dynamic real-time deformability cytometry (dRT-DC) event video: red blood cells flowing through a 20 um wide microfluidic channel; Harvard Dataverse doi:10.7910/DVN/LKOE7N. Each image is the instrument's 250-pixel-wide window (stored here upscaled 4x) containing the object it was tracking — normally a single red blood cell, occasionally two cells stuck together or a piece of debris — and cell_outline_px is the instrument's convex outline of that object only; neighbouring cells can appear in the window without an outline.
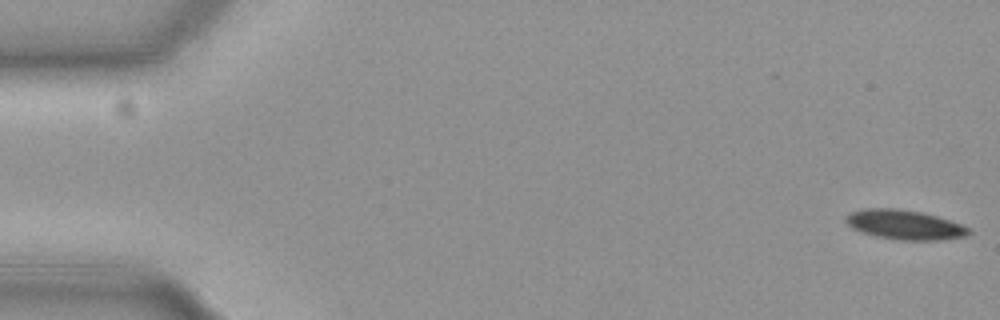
{"species": "common noctule bat (a hibernating species)", "species_latin": "Nyctalus noctula", "temperature_condition": "cold", "stored_images_in_passage": 56, "camera_frame_rate_fps": 3000, "um_per_image_px": 0.085, "animal": {"sex": "female", "body_mass_g": 19.3, "forearm_length_mm": 54.1}, "frame": {"image": 1, "passage_image": 1, "time_ms": 0.0, "image_size_px": [1000, 320], "cell_outline_px": [[972, 232], [964, 236], [940, 240], [904, 240], [876, 236], [852, 228], [844, 220], [844, 216], [848, 212], [864, 208], [900, 208], [924, 212], [960, 224], [968, 228]], "centroid_in_image_um": [76.84, 19.08], "position_along_channel_um": 8.2, "area_um2": 21.15}}
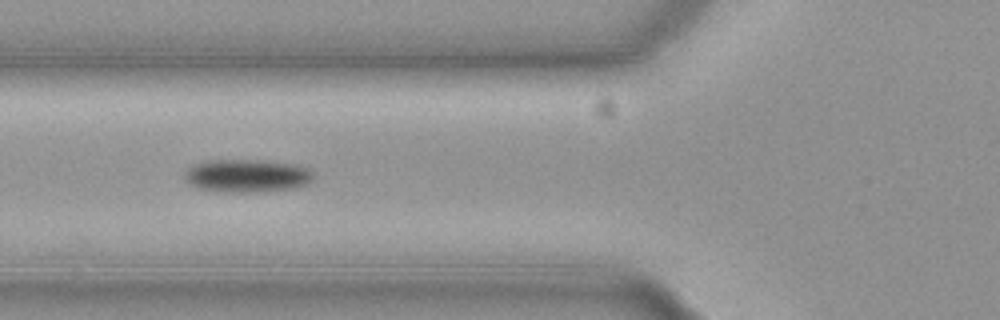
{"frame": {"image": 2, "passage_image": 21, "time_ms": 6.667, "image_size_px": [1000, 320], "cell_outline_px": [[312, 180], [308, 184], [296, 188], [260, 192], [224, 192], [200, 188], [184, 180], [184, 172], [192, 164], [204, 160], [260, 160], [292, 164], [308, 168], [312, 172]], "centroid_in_image_um": [20.97, 14.94], "position_along_channel_um": 104.8, "area_um2": 24.91}}
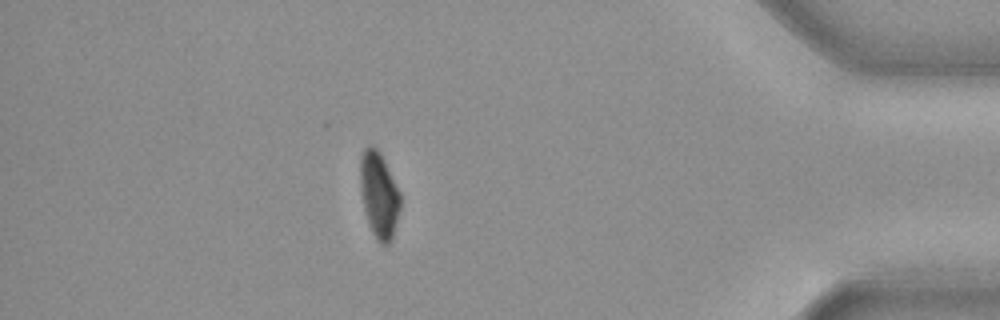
{"frame": {"image": 3, "passage_image": 49, "time_ms": 16.0, "image_size_px": [1000, 320], "cell_outline_px": [[400, 208], [392, 236], [388, 244], [380, 244], [376, 240], [372, 232], [364, 208], [360, 188], [360, 156], [364, 148], [376, 148], [380, 152], [400, 192]], "centroid_in_image_um": [32.21, 16.57], "position_along_channel_um": 403.0, "area_um2": 19.71}, "authors_computed_cell_mechanics": {"area_um2": 22.2241, "velocity_mm_per_s": 3.7066, "shape_relaxation_time_tau1_ms": 3.5195, "shape_relaxation_time_tau2_ms": null, "deformation_change_tau1": 0.1165, "deformation_change_tau2": null}}